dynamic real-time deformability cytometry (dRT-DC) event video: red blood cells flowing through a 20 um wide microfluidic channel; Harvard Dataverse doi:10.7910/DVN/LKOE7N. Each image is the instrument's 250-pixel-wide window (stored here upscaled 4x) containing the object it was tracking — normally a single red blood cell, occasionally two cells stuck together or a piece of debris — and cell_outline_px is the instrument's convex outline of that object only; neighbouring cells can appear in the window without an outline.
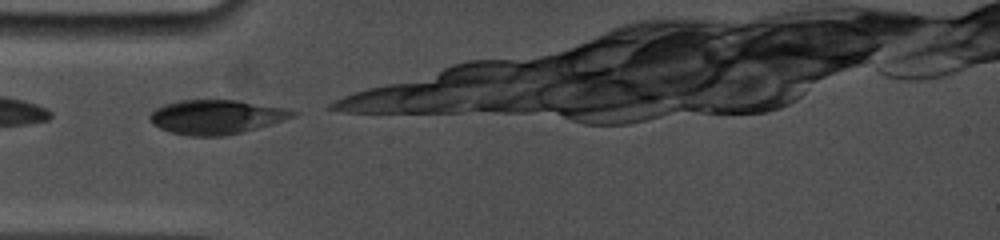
{"species": "common noctule bat (a hibernating species)", "species_latin": "Nyctalus noctula", "temperature_condition": "cold", "stored_images_in_passage": 12, "camera_frame_rate_fps": 5000, "um_per_image_px": 0.085, "animal": {"sex": "female", "body_mass_g": 19.0, "forearm_length_mm": 53.3}, "frame": {"image": 1, "passage_image": 1, "time_ms": 0.0, "image_size_px": [1000, 240], "cell_outline_px": [[300, 112], [296, 116], [272, 124], [224, 136], [192, 136], [172, 132], [160, 128], [152, 124], [148, 116], [156, 108], [164, 104], [180, 100], [236, 100], [288, 108]], "centroid_in_image_um": [18.41, 9.93], "position_along_channel_um": 66.6, "area_um2": 28.55}}